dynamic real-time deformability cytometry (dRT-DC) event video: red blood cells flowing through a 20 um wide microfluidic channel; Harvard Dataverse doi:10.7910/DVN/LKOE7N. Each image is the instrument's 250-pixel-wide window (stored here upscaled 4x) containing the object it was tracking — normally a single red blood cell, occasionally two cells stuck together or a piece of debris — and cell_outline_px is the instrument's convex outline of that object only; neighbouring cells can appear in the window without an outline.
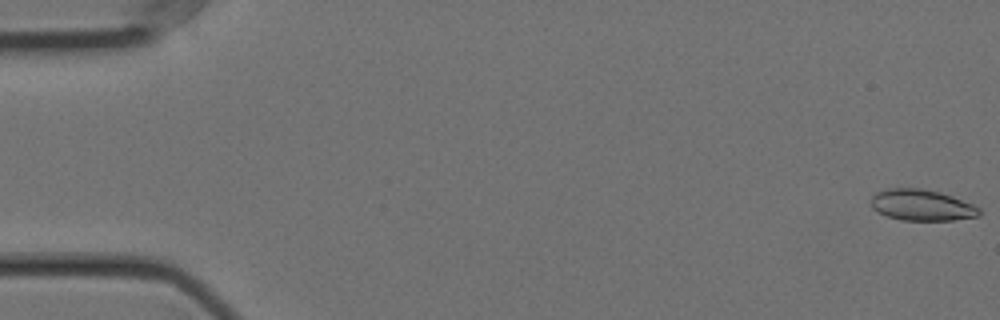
{"species": "Egyptian fruit bat (a non-hibernating species)", "species_latin": "Rousettus aegyptiacus", "temperature_condition": "cold", "stored_images_in_passage": 57, "camera_frame_rate_fps": 3000, "um_per_image_px": 0.085, "animal": {"sex": "female"}, "frame": {"image": 1, "passage_image": 1, "time_ms": 0.0, "image_size_px": [1000, 320], "cell_outline_px": [[980, 216], [952, 220], [904, 220], [888, 216], [876, 212], [872, 208], [872, 196], [876, 192], [888, 188], [924, 188], [940, 192], [952, 196], [972, 204], [980, 208]], "centroid_in_image_um": [78.34, 17.43], "position_along_channel_um": 6.7, "area_um2": 19.65}}
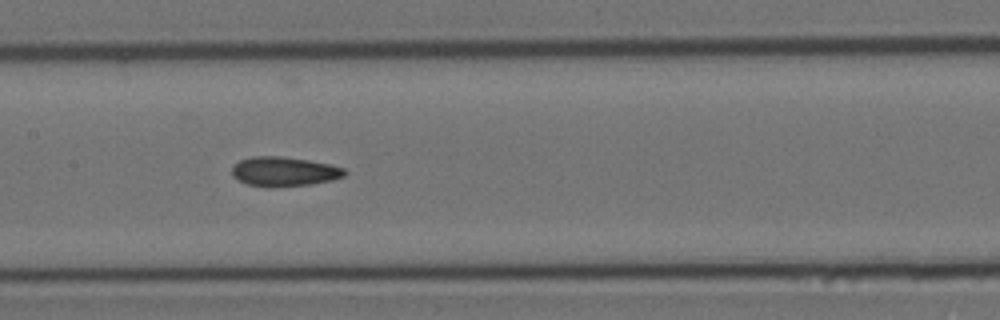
{"frame": {"image": 2, "passage_image": 28, "time_ms": 9.0, "image_size_px": [1000, 320], "cell_outline_px": [[348, 172], [344, 176], [332, 180], [308, 184], [268, 188], [248, 184], [232, 176], [232, 168], [240, 160], [252, 156], [280, 156], [308, 160], [332, 164], [344, 168]], "centroid_in_image_um": [24.17, 14.58], "position_along_channel_um": 183.2, "area_um2": 19.36}}
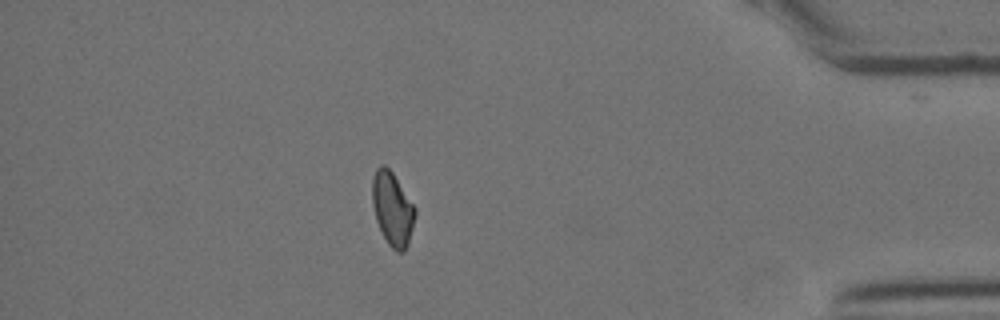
{"frame": {"image": 3, "passage_image": 50, "time_ms": 16.333, "image_size_px": [1000, 320], "cell_outline_px": [[416, 212], [408, 244], [404, 252], [396, 252], [388, 244], [376, 220], [372, 204], [372, 176], [376, 168], [380, 164], [384, 164], [392, 172], [416, 208]], "centroid_in_image_um": [33.34, 17.73], "position_along_channel_um": 401.9, "area_um2": 18.32}, "authors_computed_cell_mechanics": {"area_um2": 18.9584, "velocity_mm_per_s": 3.5499, "shape_relaxation_time_tau1_ms": null, "shape_relaxation_time_tau2_ms": 3.3378, "deformation_change_tau1": null, "deformation_change_tau2": 0.0888}}